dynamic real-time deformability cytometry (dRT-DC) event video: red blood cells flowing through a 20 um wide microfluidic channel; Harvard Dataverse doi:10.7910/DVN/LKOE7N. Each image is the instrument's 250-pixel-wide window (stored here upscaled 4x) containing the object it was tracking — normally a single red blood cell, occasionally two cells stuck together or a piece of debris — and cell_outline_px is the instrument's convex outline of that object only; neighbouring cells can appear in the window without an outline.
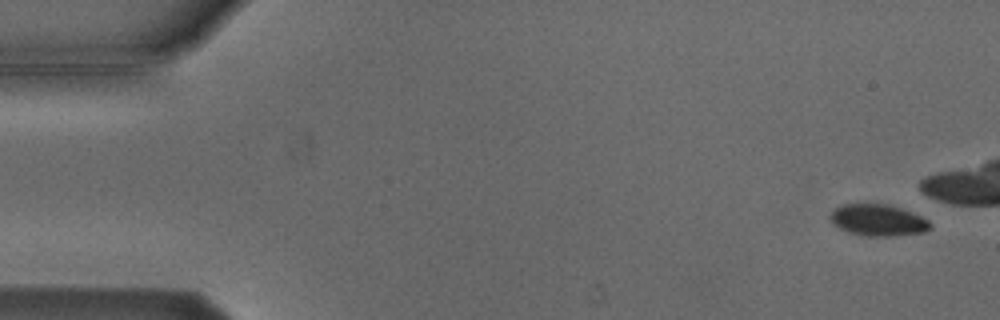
{"species": "Egyptian fruit bat (a non-hibernating species)", "species_latin": "Rousettus aegyptiacus", "temperature_condition": "cold", "stored_images_in_passage": 8, "camera_frame_rate_fps": 3000, "um_per_image_px": 0.085, "animal": {"sex": "male"}, "frame": {"image": 1, "passage_image": 1, "time_ms": 0.0, "image_size_px": [1000, 320], "cell_outline_px": [[932, 228], [924, 232], [888, 236], [868, 236], [848, 232], [832, 224], [828, 220], [828, 216], [836, 208], [844, 204], [888, 204], [912, 212], [928, 220], [932, 224]], "centroid_in_image_um": [74.62, 18.71], "position_along_channel_um": 10.4, "area_um2": 18.38}}